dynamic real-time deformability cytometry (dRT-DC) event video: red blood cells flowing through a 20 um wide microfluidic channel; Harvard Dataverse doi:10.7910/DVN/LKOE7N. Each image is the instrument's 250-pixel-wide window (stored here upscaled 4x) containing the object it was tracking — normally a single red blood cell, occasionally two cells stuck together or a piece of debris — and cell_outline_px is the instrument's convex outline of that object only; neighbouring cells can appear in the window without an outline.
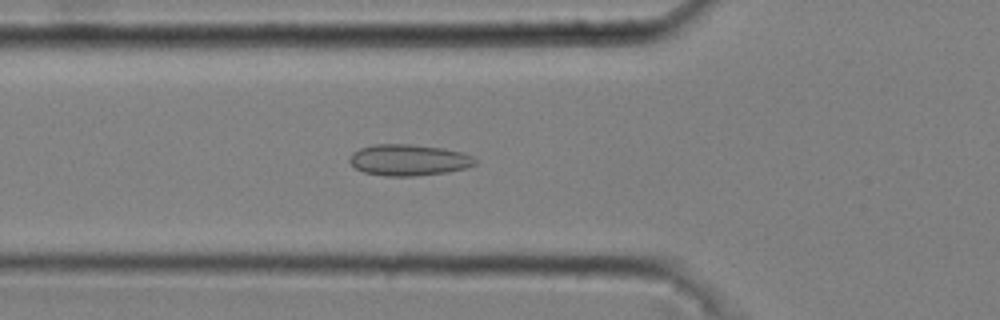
{"species": "common noctule bat (a hibernating species)", "species_latin": "Nyctalus noctula", "temperature_condition": "cold", "stored_images_in_passage": 50, "camera_frame_rate_fps": 3000, "um_per_image_px": 0.085, "animal": {"sex": "male", "body_mass_g": 20.4}, "frame": {"image": 1, "passage_image": 17, "time_ms": 5.333, "image_size_px": [1000, 320], "cell_outline_px": [[476, 164], [468, 168], [448, 172], [412, 176], [384, 176], [364, 172], [356, 168], [348, 160], [352, 152], [360, 148], [372, 144], [412, 144], [444, 148], [464, 152], [472, 156], [476, 160]], "centroid_in_image_um": [34.76, 13.59], "position_along_channel_um": 91.0, "area_um2": 23.12}}
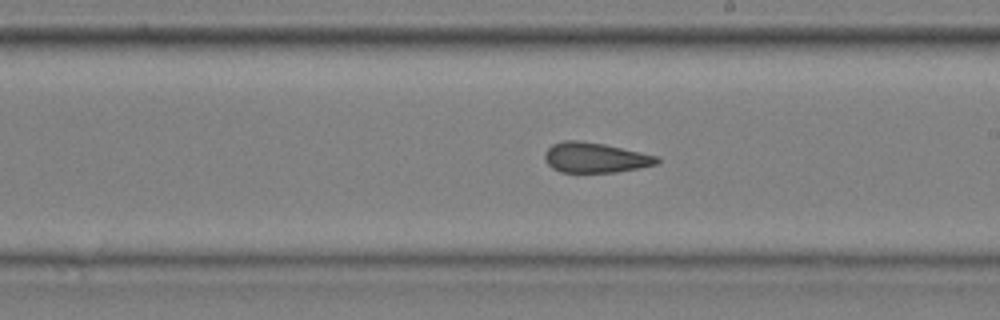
{"frame": {"image": 2, "passage_image": 29, "time_ms": 9.333, "image_size_px": [1000, 320], "cell_outline_px": [[660, 164], [616, 172], [560, 172], [552, 168], [544, 160], [544, 152], [552, 144], [564, 140], [576, 140], [604, 144], [640, 152], [656, 156], [660, 160]], "centroid_in_image_um": [50.57, 13.4], "position_along_channel_um": 238.4, "area_um2": 19.71}}
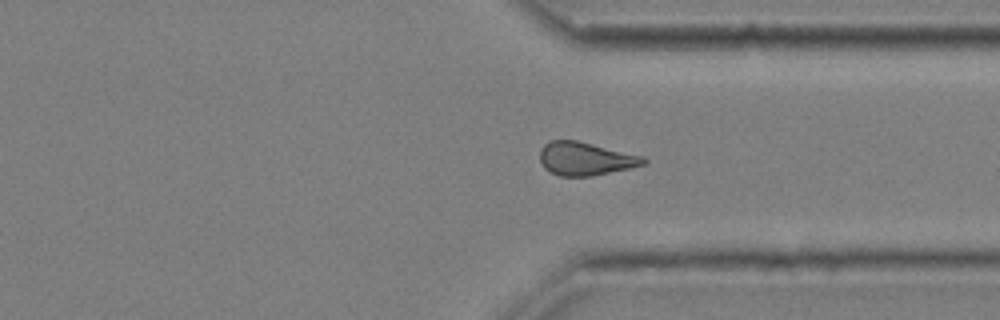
{"frame": {"image": 3, "passage_image": 39, "time_ms": 12.667, "image_size_px": [1000, 320], "cell_outline_px": [[648, 160], [644, 164], [628, 168], [592, 176], [560, 176], [544, 168], [540, 160], [540, 148], [548, 140], [576, 140], [644, 156]], "centroid_in_image_um": [49.74, 13.48], "position_along_channel_um": 361.7, "area_um2": 20.0}, "authors_computed_cell_mechanics": {"area_um2": 20.1722, "velocity_mm_per_s": 3.6742, "shape_relaxation_time_tau1_ms": null, "shape_relaxation_time_tau2_ms": 3.6175, "deformation_change_tau1": null, "deformation_change_tau2": 0.1106}}